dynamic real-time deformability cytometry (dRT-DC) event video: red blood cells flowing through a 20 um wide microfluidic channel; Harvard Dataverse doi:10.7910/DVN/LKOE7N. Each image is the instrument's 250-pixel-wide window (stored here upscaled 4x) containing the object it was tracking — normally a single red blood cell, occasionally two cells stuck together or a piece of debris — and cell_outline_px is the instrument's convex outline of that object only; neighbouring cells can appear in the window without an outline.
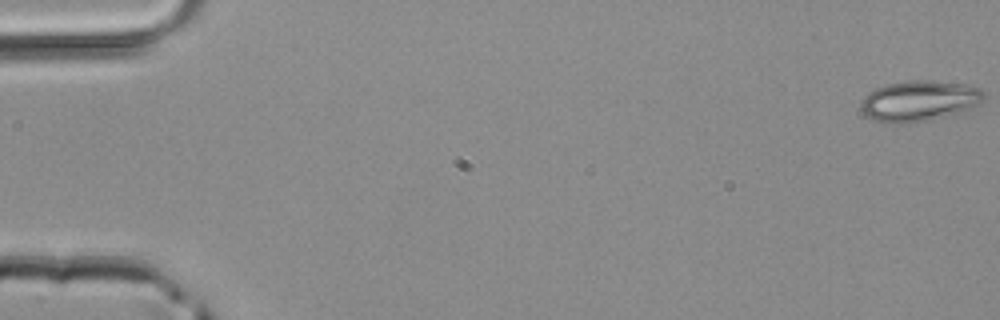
{"species": "common noctule bat (a hibernating species)", "species_latin": "Nyctalus noctula", "temperature_condition": "room temperature", "stored_images_in_passage": 4, "camera_frame_rate_fps": 3000, "um_per_image_px": 0.085, "animal": {"sex": "male", "body_mass_g": 20.4}, "frame": {"image": 1, "passage_image": 1, "time_ms": 0.0, "image_size_px": [1000, 320], "cell_outline_px": [[984, 100], [980, 104], [964, 112], [928, 120], [900, 124], [884, 124], [872, 120], [860, 108], [860, 100], [868, 92], [876, 88], [888, 84], [908, 80], [928, 80], [964, 84], [980, 88], [984, 92]], "centroid_in_image_um": [78.12, 8.59], "position_along_channel_um": 6.9, "area_um2": 29.59}}